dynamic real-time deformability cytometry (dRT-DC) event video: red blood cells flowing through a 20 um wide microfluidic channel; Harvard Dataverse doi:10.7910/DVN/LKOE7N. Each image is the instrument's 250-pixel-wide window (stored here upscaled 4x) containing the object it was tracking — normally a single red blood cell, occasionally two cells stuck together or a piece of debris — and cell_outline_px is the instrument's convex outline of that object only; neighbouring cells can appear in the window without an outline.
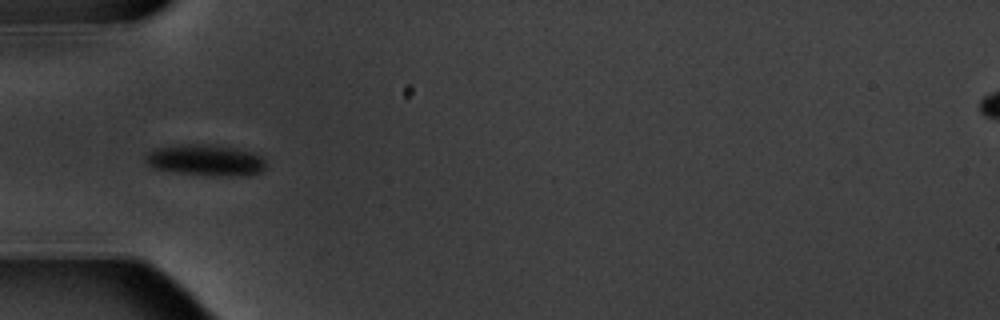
{"species": "common noctule bat (a hibernating species)", "species_latin": "Nyctalus noctula", "temperature_condition": "warm", "stored_images_in_passage": 11, "camera_frame_rate_fps": 3000, "um_per_image_px": 0.085, "animal": {"sex": "male", "body_mass_g": 20.1, "forearm_length_mm": 53.5}, "frame": {"image": 1, "passage_image": 1, "time_ms": 0.0, "image_size_px": [1000, 320], "cell_outline_px": [[268, 168], [252, 176], [212, 176], [180, 172], [152, 168], [144, 160], [144, 156], [148, 152], [156, 148], [188, 144], [208, 144], [232, 148], [252, 152], [260, 156], [264, 160]], "centroid_in_image_um": [17.52, 13.63], "position_along_channel_um": 67.5, "area_um2": 21.96}}
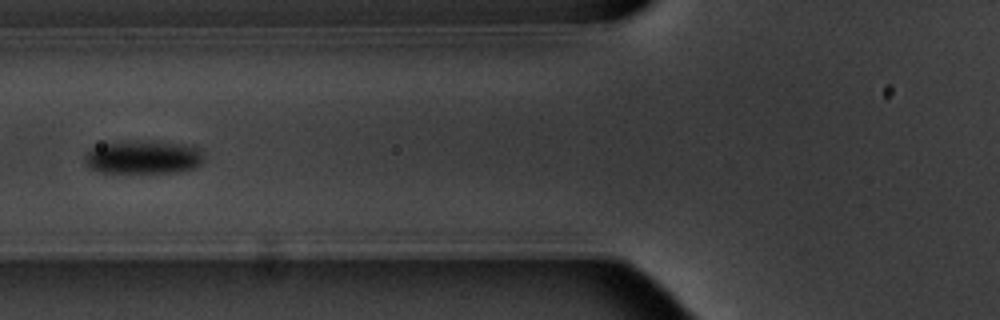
{"frame": {"image": 2, "passage_image": 2, "time_ms": 1.333, "image_size_px": [1000, 320], "cell_outline_px": [[204, 160], [196, 168], [176, 172], [100, 172], [88, 168], [84, 164], [84, 156], [92, 148], [104, 144], [124, 140], [184, 144], [196, 148], [200, 152]], "centroid_in_image_um": [12.12, 13.37], "position_along_channel_um": 113.7, "area_um2": 23.0}}
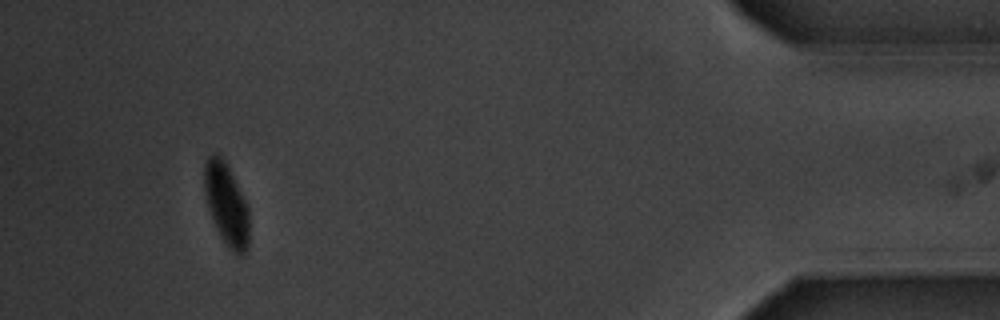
{"frame": {"image": 3, "passage_image": 10, "time_ms": 11.667, "image_size_px": [1000, 320], "cell_outline_px": [[248, 248], [240, 256], [236, 256], [224, 244], [212, 220], [208, 208], [204, 192], [204, 164], [208, 156], [212, 152], [216, 152], [224, 156], [248, 208]], "centroid_in_image_um": [19.22, 17.34], "position_along_channel_um": 416.0, "area_um2": 21.79}, "authors_computed_cell_mechanics": {"area_um2": 22.253, "velocity_mm_per_s": 3.5195, "shape_relaxation_time_tau1_ms": 2.5576, "shape_relaxation_time_tau2_ms": null, "deformation_change_tau1": 0.1036, "deformation_change_tau2": null}}